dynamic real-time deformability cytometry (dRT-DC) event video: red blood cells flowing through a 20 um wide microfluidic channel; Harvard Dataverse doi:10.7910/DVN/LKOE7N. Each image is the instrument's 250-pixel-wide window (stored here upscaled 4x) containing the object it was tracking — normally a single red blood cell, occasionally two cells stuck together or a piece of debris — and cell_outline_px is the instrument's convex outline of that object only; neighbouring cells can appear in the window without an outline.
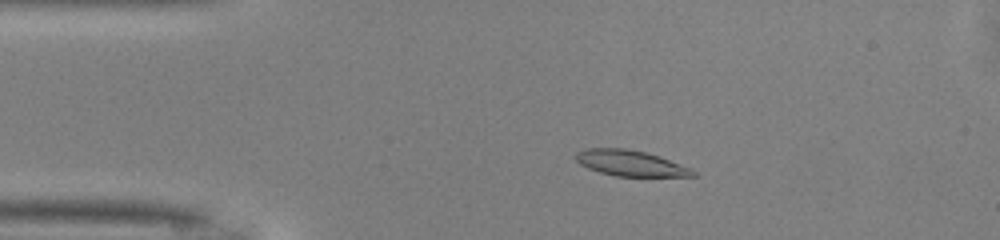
{"species": "common noctule bat (a hibernating species)", "species_latin": "Nyctalus noctula", "temperature_condition": "warm", "stored_images_in_passage": 49, "camera_frame_rate_fps": 3000, "um_per_image_px": 0.085, "animal": {"sex": "male", "body_mass_g": 13.0, "forearm_length_mm": 53.1}, "frame": {"image": 1, "passage_image": 9, "time_ms": 2.667, "image_size_px": [1000, 240], "cell_outline_px": [[696, 176], [616, 176], [600, 172], [588, 168], [580, 164], [576, 160], [576, 152], [588, 148], [628, 148], [660, 156], [692, 168], [696, 172]], "centroid_in_image_um": [53.61, 13.86], "position_along_channel_um": 31.4, "area_um2": 17.57}}
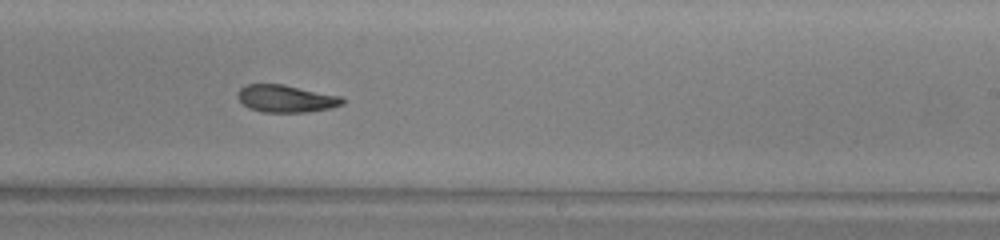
{"frame": {"image": 2, "passage_image": 29, "time_ms": 9.333, "image_size_px": [1000, 240], "cell_outline_px": [[344, 104], [332, 108], [308, 112], [264, 112], [248, 108], [236, 96], [236, 92], [244, 84], [284, 84], [340, 96], [344, 100]], "centroid_in_image_um": [24.29, 8.38], "position_along_channel_um": 264.7, "area_um2": 16.82}}
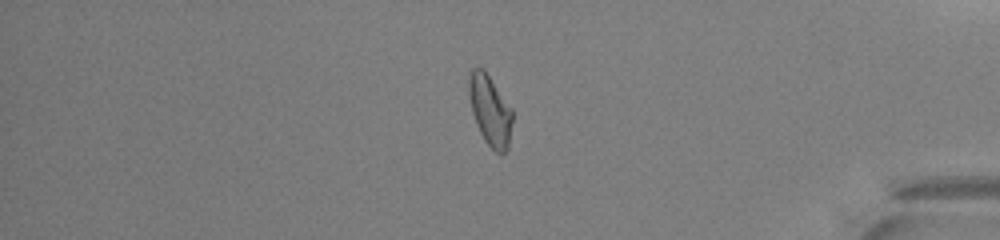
{"frame": {"image": 3, "passage_image": 41, "time_ms": 13.333, "image_size_px": [1000, 240], "cell_outline_px": [[512, 120], [508, 148], [500, 156], [484, 140], [476, 124], [472, 112], [468, 96], [468, 72], [472, 68], [484, 68], [512, 108]], "centroid_in_image_um": [41.63, 9.35], "position_along_channel_um": 393.6, "area_um2": 18.09}, "authors_computed_cell_mechanics": {"area_um2": 17.8602, "velocity_mm_per_s": 4.1109, "shape_relaxation_time_tau1_ms": 5.5281, "shape_relaxation_time_tau2_ms": 10.8318, "deformation_change_tau1": 0.1735, "deformation_change_tau2": 0.1644}}